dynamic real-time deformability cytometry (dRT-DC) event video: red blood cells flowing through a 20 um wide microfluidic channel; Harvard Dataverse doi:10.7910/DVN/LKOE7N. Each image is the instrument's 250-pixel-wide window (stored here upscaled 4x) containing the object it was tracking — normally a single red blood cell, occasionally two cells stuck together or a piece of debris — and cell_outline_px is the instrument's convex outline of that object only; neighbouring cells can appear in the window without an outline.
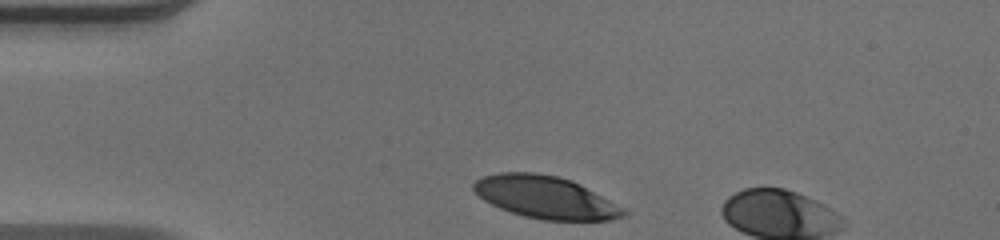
{"species": "human", "species_latin": "Homo sapiens", "temperature_condition": "warm", "stored_images_in_passage": 5, "camera_frame_rate_fps": 3000, "um_per_image_px": 0.085, "donor": {"sex": "male"}, "frame": {"image": 1, "passage_image": 1, "time_ms": 0.0, "image_size_px": [1000, 240], "cell_outline_px": [[628, 212], [624, 216], [608, 220], [544, 220], [524, 216], [500, 208], [484, 200], [472, 188], [472, 184], [476, 180], [484, 176], [500, 172], [536, 172], [560, 176], [572, 180], [580, 184], [624, 208]], "centroid_in_image_um": [46.36, 16.75], "position_along_channel_um": 38.6, "area_um2": 36.88}}